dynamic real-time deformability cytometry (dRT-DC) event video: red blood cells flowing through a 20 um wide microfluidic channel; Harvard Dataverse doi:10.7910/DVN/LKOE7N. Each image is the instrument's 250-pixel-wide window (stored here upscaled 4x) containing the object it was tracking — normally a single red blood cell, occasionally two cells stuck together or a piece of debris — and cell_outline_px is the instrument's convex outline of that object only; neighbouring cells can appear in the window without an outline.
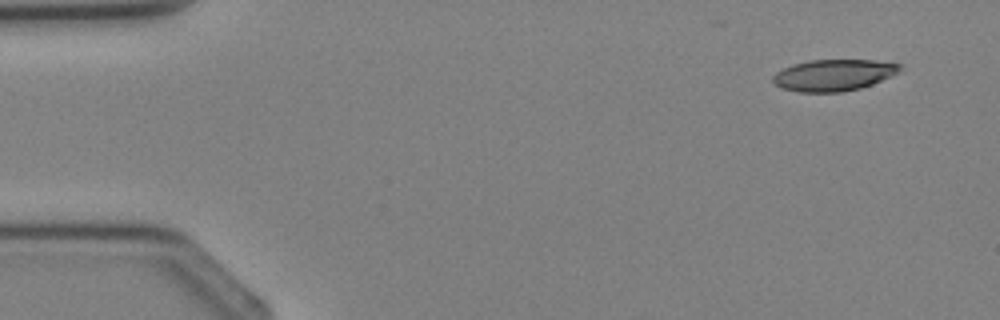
{"species": "Egyptian fruit bat (a non-hibernating species)", "species_latin": "Rousettus aegyptiacus", "temperature_condition": "cold", "stored_images_in_passage": 3, "camera_frame_rate_fps": 3000, "um_per_image_px": 0.085, "animal": {"sex": "female"}, "frame": {"image": 1, "passage_image": 3, "time_ms": 2.333, "image_size_px": [1000, 320], "cell_outline_px": [[904, 68], [872, 84], [860, 88], [844, 92], [800, 92], [780, 88], [772, 80], [772, 76], [776, 72], [792, 64], [808, 60], [872, 60], [904, 64]], "centroid_in_image_um": [70.83, 6.38], "position_along_channel_um": 14.2, "area_um2": 23.29}}